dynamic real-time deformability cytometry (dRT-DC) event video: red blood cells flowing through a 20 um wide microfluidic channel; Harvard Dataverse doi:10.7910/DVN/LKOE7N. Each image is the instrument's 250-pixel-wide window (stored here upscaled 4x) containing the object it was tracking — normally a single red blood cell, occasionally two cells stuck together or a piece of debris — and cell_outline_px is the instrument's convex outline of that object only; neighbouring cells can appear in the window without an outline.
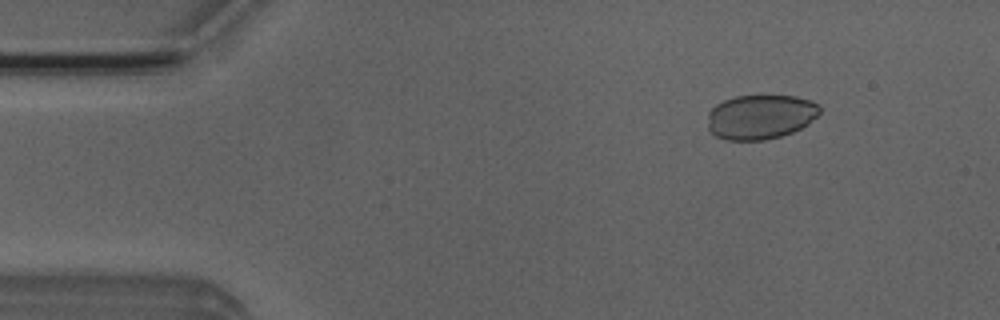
{"species": "Egyptian fruit bat (a non-hibernating species)", "species_latin": "Rousettus aegyptiacus", "temperature_condition": "room temperature", "stored_images_in_passage": 5, "camera_frame_rate_fps": 3000, "um_per_image_px": 0.085, "animal": {"sex": "male"}, "frame": {"image": 1, "passage_image": 2, "time_ms": 1.0, "image_size_px": [1000, 320], "cell_outline_px": [[820, 112], [808, 124], [792, 132], [780, 136], [764, 140], [728, 140], [716, 136], [708, 128], [708, 112], [716, 104], [724, 100], [736, 96], [796, 96], [820, 104]], "centroid_in_image_um": [64.63, 9.93], "position_along_channel_um": 20.4, "area_um2": 29.02}}